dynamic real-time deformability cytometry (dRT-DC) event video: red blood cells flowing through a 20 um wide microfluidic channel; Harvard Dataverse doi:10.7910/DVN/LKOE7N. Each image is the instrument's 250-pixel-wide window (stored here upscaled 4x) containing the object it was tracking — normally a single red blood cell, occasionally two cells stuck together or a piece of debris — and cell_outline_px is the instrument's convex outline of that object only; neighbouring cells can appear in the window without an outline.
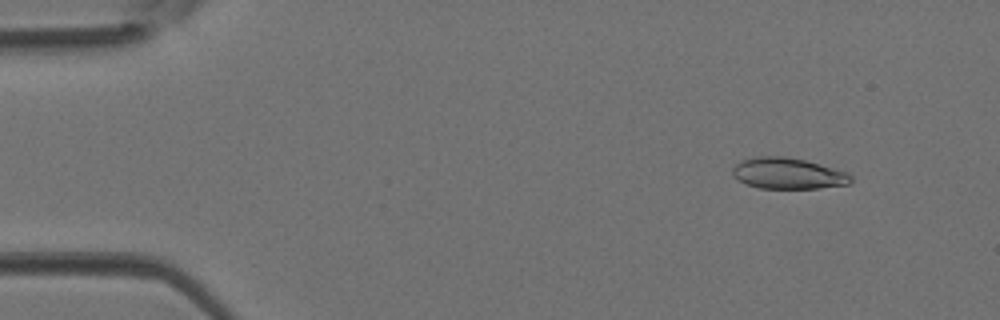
{"species": "Egyptian fruit bat (a non-hibernating species)", "species_latin": "Rousettus aegyptiacus", "temperature_condition": "room temperature", "stored_images_in_passage": 44, "camera_frame_rate_fps": 3000, "um_per_image_px": 0.085, "animal": {"sex": "female"}, "frame": {"image": 1, "passage_image": 5, "time_ms": 1.333, "image_size_px": [1000, 320], "cell_outline_px": [[852, 180], [848, 184], [820, 188], [760, 188], [744, 184], [736, 180], [732, 176], [732, 168], [740, 160], [756, 156], [784, 156], [804, 160], [848, 172], [852, 176]], "centroid_in_image_um": [66.92, 14.74], "position_along_channel_um": 18.1, "area_um2": 21.62}}
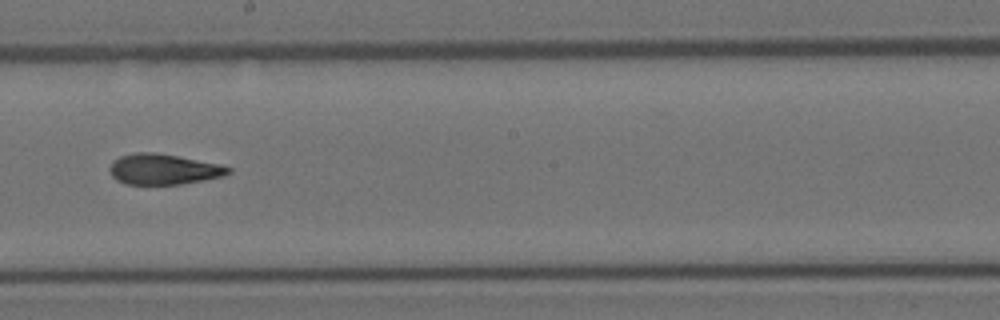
{"frame": {"image": 2, "passage_image": 25, "time_ms": 8.0, "image_size_px": [1000, 320], "cell_outline_px": [[232, 172], [224, 176], [204, 180], [180, 184], [124, 184], [116, 180], [112, 176], [108, 168], [112, 160], [120, 156], [136, 152], [156, 152], [220, 164], [232, 168]], "centroid_in_image_um": [13.88, 14.38], "position_along_channel_um": 234.3, "area_um2": 21.33}}
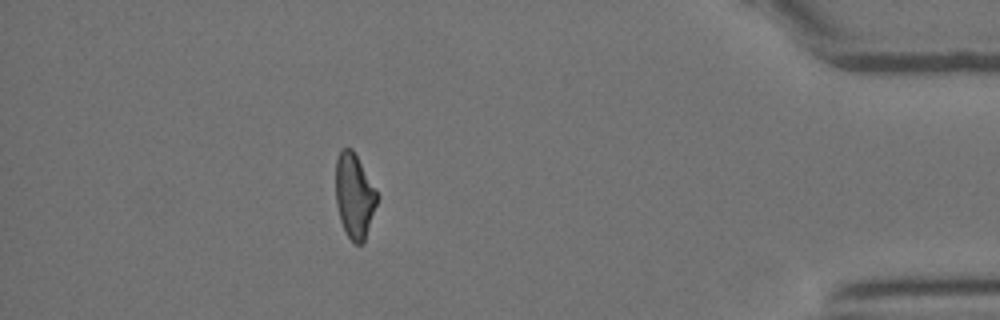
{"frame": {"image": 3, "passage_image": 39, "time_ms": 12.667, "image_size_px": [1000, 320], "cell_outline_px": [[380, 196], [364, 240], [360, 244], [356, 244], [348, 236], [340, 220], [336, 204], [336, 160], [340, 148], [352, 148]], "centroid_in_image_um": [30.12, 16.61], "position_along_channel_um": 405.1, "area_um2": 20.35}}